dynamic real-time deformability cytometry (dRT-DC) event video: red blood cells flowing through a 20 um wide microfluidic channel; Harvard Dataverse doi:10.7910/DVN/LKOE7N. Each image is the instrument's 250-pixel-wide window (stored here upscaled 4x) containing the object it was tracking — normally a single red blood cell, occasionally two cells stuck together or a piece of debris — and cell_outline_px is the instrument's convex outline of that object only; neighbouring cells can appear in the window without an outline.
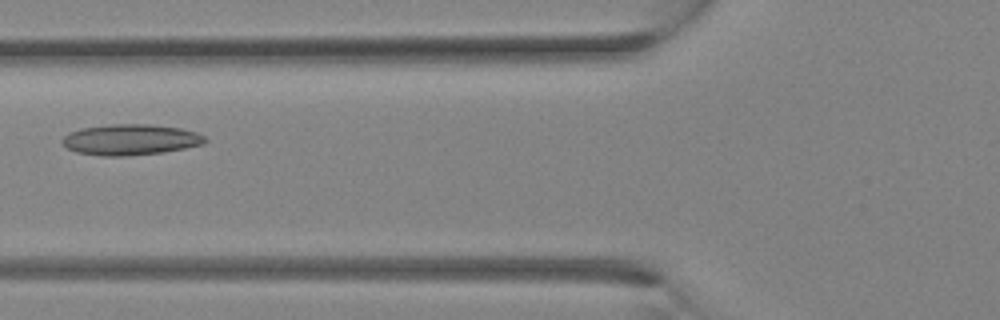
{"species": "Egyptian fruit bat (a non-hibernating species)", "species_latin": "Rousettus aegyptiacus", "temperature_condition": "room temperature", "stored_images_in_passage": 32, "camera_frame_rate_fps": 3000, "um_per_image_px": 0.085, "animal": {"sex": "female"}, "frame": {"image": 1, "passage_image": 13, "time_ms": 4.0, "image_size_px": [1000, 320], "cell_outline_px": [[208, 140], [204, 144], [164, 152], [128, 156], [104, 156], [76, 152], [68, 148], [60, 140], [68, 132], [80, 128], [112, 124], [148, 124], [180, 128], [196, 132], [204, 136]], "centroid_in_image_um": [11.08, 11.87], "position_along_channel_um": 114.7, "area_um2": 25.72}}
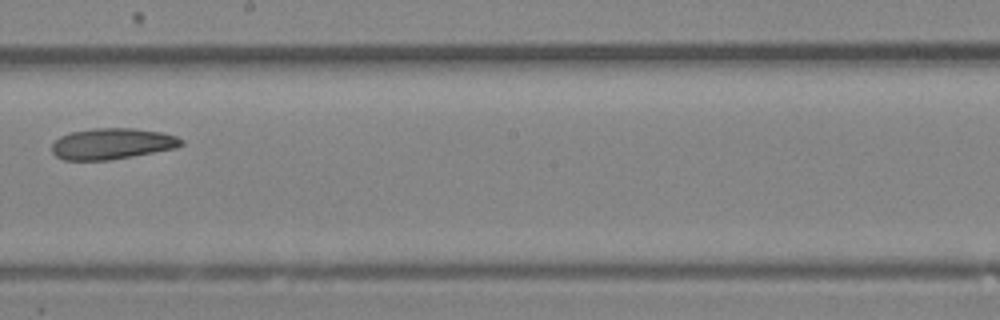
{"frame": {"image": 2, "passage_image": 19, "time_ms": 6.0, "image_size_px": [1000, 320], "cell_outline_px": [[184, 144], [176, 148], [132, 156], [108, 160], [64, 160], [56, 156], [52, 152], [52, 144], [60, 136], [72, 132], [96, 128], [132, 128], [160, 132], [176, 136], [184, 140]], "centroid_in_image_um": [9.53, 12.22], "position_along_channel_um": 238.7, "area_um2": 23.29}}
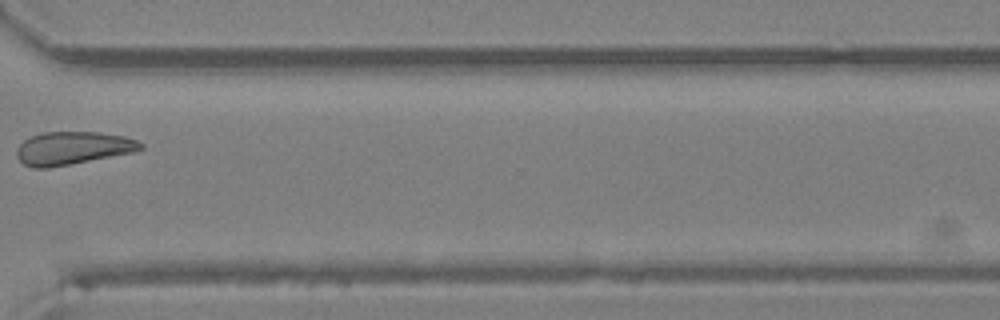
{"frame": {"image": 3, "passage_image": 25, "time_ms": 8.0, "image_size_px": [1000, 320], "cell_outline_px": [[144, 148], [132, 152], [48, 168], [32, 168], [24, 164], [16, 156], [16, 148], [24, 140], [32, 136], [44, 132], [96, 132], [124, 136], [136, 140], [144, 144]], "centroid_in_image_um": [6.15, 12.59], "position_along_channel_um": 364.5, "area_um2": 23.58}}